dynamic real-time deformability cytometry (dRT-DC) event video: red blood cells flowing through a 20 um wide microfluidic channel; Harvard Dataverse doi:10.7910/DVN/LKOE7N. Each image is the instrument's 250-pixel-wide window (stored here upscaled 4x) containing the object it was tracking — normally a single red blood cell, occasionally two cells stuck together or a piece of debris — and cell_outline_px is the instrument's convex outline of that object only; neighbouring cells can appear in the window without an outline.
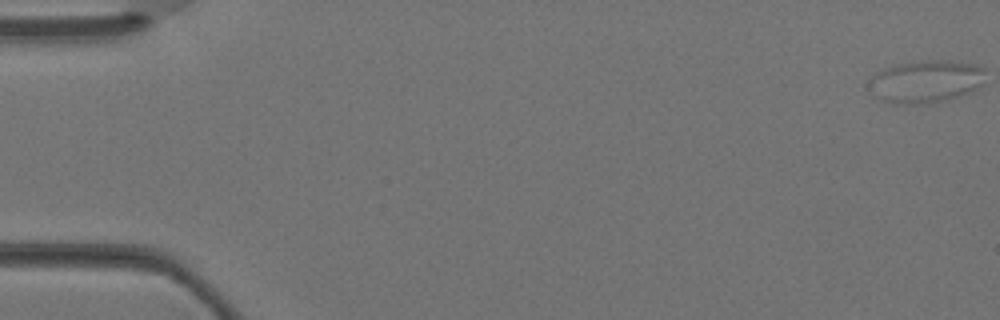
{"species": "Egyptian fruit bat (a non-hibernating species)", "species_latin": "Rousettus aegyptiacus", "temperature_condition": "warm", "stored_images_in_passage": 2, "camera_frame_rate_fps": 3000, "um_per_image_px": 0.085, "animal": {"sex": "female"}, "frame": {"image": 1, "passage_image": 1, "time_ms": 0.0, "image_size_px": [1000, 320], "cell_outline_px": [[984, 84], [972, 92], [948, 100], [916, 104], [896, 104], [872, 96], [872, 76], [876, 72], [884, 68], [896, 64], [932, 60], [948, 60], [976, 64], [984, 68]], "centroid_in_image_um": [78.76, 6.92], "position_along_channel_um": 6.2, "area_um2": 28.9}}